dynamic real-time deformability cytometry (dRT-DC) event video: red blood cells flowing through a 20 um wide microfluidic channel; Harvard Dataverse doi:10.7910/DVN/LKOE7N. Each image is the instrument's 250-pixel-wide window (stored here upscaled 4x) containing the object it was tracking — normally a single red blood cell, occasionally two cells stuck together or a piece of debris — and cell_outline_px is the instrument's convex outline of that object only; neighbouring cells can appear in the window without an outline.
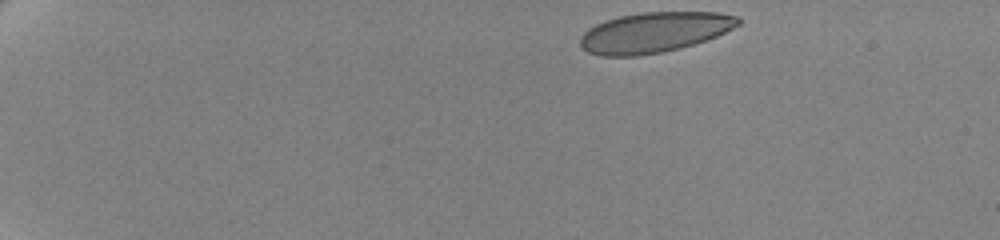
{"species": "human", "species_latin": "Homo sapiens", "temperature_condition": "cold", "stored_images_in_passage": 50, "camera_frame_rate_fps": 3000, "um_per_image_px": 0.085, "donor": {"sex": "female"}, "frame": {"image": 1, "passage_image": 1, "time_ms": 0.0, "image_size_px": [1000, 240], "cell_outline_px": [[740, 24], [716, 36], [680, 48], [660, 52], [636, 56], [600, 56], [588, 52], [580, 44], [580, 36], [588, 28], [596, 24], [620, 16], [644, 12], [720, 12], [736, 16], [740, 20]], "centroid_in_image_um": [55.59, 2.75], "position_along_channel_um": 29.4, "area_um2": 36.76}}
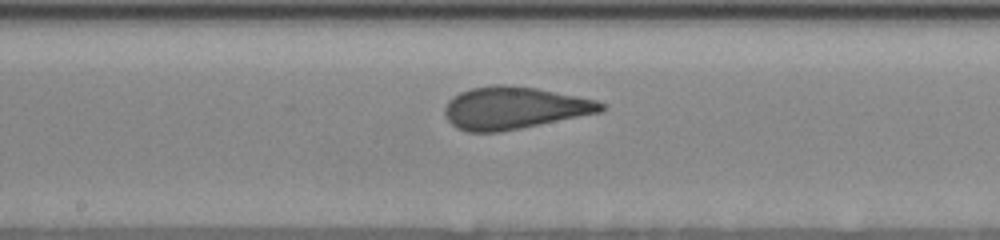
{"frame": {"image": 2, "passage_image": 26, "time_ms": 8.333, "image_size_px": [1000, 240], "cell_outline_px": [[604, 112], [500, 132], [468, 132], [456, 128], [448, 120], [444, 112], [444, 108], [448, 100], [460, 92], [472, 88], [492, 84], [504, 84], [536, 88], [596, 100], [604, 104]], "centroid_in_image_um": [43.69, 9.18], "position_along_channel_um": 204.5, "area_um2": 38.61}}
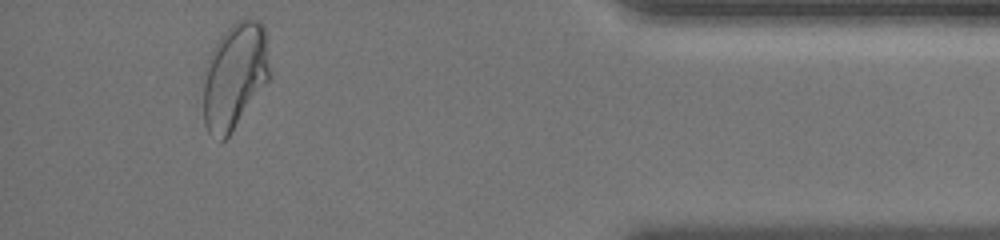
{"frame": {"image": 3, "passage_image": 47, "time_ms": 15.333, "image_size_px": [1000, 240], "cell_outline_px": [[272, 76], [228, 136], [224, 140], [220, 140], [208, 132], [204, 124], [200, 80], [200, 76], [208, 56], [212, 48], [220, 36], [236, 20], [244, 16], [260, 20], [264, 28], [272, 72]], "centroid_in_image_um": [19.91, 6.41], "position_along_channel_um": 415.3, "area_um2": 42.48}, "authors_computed_cell_mechanics": {"area_um2": 38.0324, "velocity_mm_per_s": 3.4855, "shape_relaxation_time_tau1_ms": 8.3963, "shape_relaxation_time_tau2_ms": null, "deformation_change_tau1": 0.1796, "deformation_change_tau2": null}}